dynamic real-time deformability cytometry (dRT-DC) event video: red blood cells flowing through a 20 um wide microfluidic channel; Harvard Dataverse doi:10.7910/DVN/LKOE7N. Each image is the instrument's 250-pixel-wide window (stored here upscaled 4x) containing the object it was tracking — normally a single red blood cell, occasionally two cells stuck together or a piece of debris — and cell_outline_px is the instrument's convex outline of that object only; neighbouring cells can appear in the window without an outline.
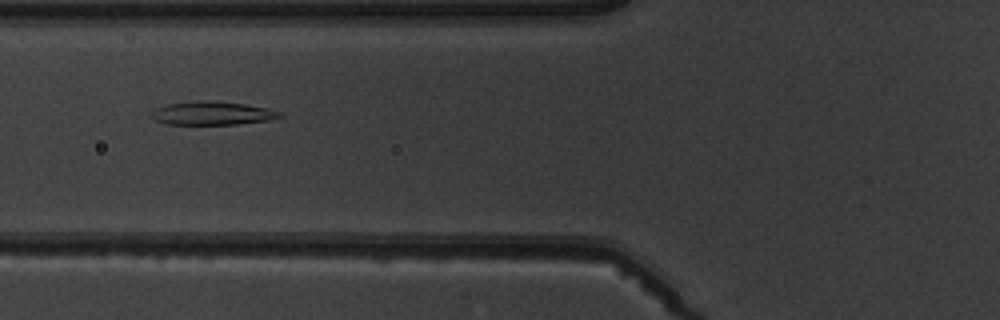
{"species": "common noctule bat (a hibernating species)", "species_latin": "Nyctalus noctula", "temperature_condition": "warm", "stored_images_in_passage": 7, "camera_frame_rate_fps": 3000, "um_per_image_px": 0.085, "animal": {"sex": "male", "body_mass_g": 19.5, "forearm_length_mm": 54.6}, "frame": {"image": 1, "passage_image": 6, "time_ms": 5.667, "image_size_px": [1000, 320], "cell_outline_px": [[284, 116], [268, 120], [236, 124], [168, 124], [152, 120], [148, 116], [148, 112], [156, 108], [168, 104], [196, 100], [200, 100], [244, 104], [268, 108], [280, 112]], "centroid_in_image_um": [17.95, 9.63], "position_along_channel_um": 107.8, "area_um2": 17.57}}
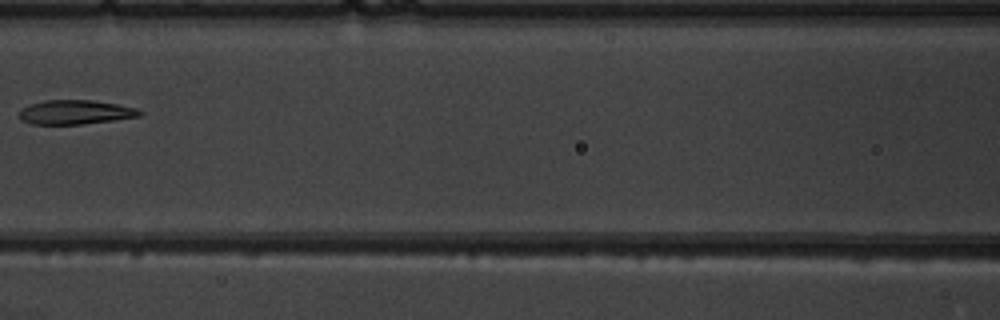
{"frame": {"image": 2, "passage_image": 7, "time_ms": 7.0, "image_size_px": [1000, 320], "cell_outline_px": [[144, 112], [140, 116], [116, 120], [80, 124], [32, 124], [20, 120], [20, 112], [28, 104], [48, 100], [92, 100], [116, 104], [136, 108]], "centroid_in_image_um": [6.42, 9.54], "position_along_channel_um": 160.2, "area_um2": 16.94}}